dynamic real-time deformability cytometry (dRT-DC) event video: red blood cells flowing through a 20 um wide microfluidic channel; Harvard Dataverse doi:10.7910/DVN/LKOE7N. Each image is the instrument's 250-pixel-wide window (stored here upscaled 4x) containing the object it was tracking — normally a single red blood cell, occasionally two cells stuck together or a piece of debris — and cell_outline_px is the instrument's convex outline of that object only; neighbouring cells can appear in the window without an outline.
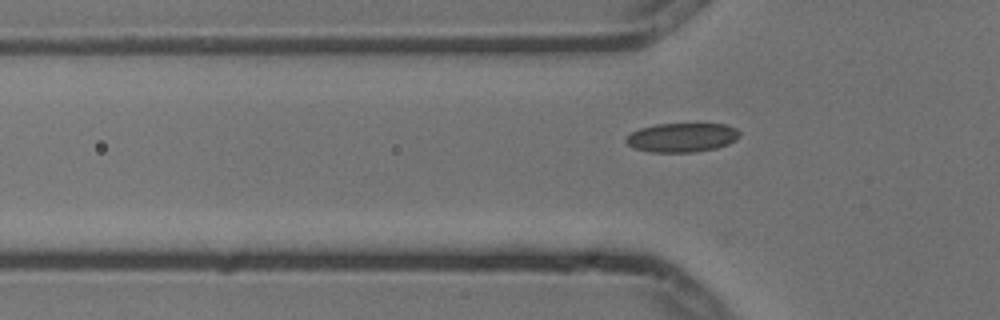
{"species": "common noctule bat (a hibernating species)", "species_latin": "Nyctalus noctula", "temperature_condition": "cold", "stored_images_in_passage": 7, "segment_of_instrument_passage": [2, 2], "camera_frame_rate_fps": 3000, "um_per_image_px": 0.085, "animal": {"sex": "male", "body_mass_g": 13.3}, "frame": {"image": 1, "passage_image": 7, "time_ms": 2.0, "image_size_px": [1000, 320], "cell_outline_px": [[740, 136], [736, 140], [728, 144], [716, 148], [692, 152], [648, 152], [636, 148], [628, 144], [624, 140], [624, 136], [640, 128], [656, 124], [724, 124], [736, 128], [740, 132]], "centroid_in_image_um": [57.96, 11.68], "position_along_channel_um": 67.8, "area_um2": 19.31}}